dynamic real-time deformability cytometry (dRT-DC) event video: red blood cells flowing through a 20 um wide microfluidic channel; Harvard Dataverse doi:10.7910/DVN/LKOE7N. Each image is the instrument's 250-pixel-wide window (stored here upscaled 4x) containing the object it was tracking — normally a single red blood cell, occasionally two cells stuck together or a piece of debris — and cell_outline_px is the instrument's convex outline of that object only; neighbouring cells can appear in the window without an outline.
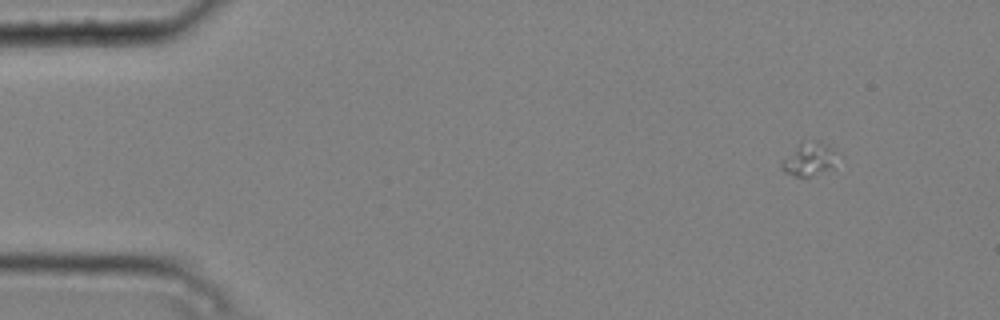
{"species": "common noctule bat (a hibernating species)", "species_latin": "Nyctalus noctula", "temperature_condition": "cold", "stored_images_in_passage": 5, "camera_frame_rate_fps": 3000, "um_per_image_px": 0.085, "animal": {"sex": "male", "body_mass_g": 20.4}, "frame": {"image": 1, "passage_image": 1, "time_ms": 0.0, "image_size_px": [1000, 320], "cell_outline_px": [[836, 160], [832, 168], [808, 176], [796, 176], [784, 172], [780, 164], [800, 140], [820, 140], [828, 144], [836, 156]], "centroid_in_image_um": [68.76, 13.48], "position_along_channel_um": 16.2, "area_um2": 10.69}}